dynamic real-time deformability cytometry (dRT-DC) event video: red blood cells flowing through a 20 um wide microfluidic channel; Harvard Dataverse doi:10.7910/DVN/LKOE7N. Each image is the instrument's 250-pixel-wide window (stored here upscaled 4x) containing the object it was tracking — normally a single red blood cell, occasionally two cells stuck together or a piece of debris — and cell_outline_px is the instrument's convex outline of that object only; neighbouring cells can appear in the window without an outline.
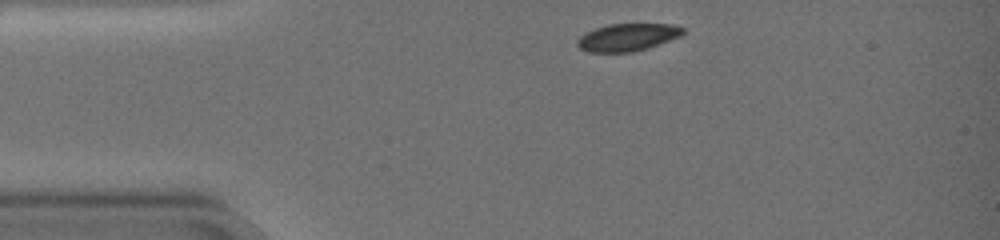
{"species": "common noctule bat (a hibernating species)", "species_latin": "Nyctalus noctula", "temperature_condition": "warm", "stored_images_in_passage": 41, "camera_frame_rate_fps": 3000, "um_per_image_px": 0.085, "animal": {"sex": "female", "body_mass_g": 19.0, "forearm_length_mm": 51.5}, "frame": {"image": 1, "passage_image": 1, "time_ms": 0.0, "image_size_px": [1000, 240], "cell_outline_px": [[684, 32], [680, 36], [644, 48], [628, 52], [588, 52], [580, 48], [576, 44], [576, 40], [580, 36], [596, 28], [608, 24], [672, 24], [684, 28]], "centroid_in_image_um": [53.3, 3.16], "position_along_channel_um": 31.7, "area_um2": 16.53}}
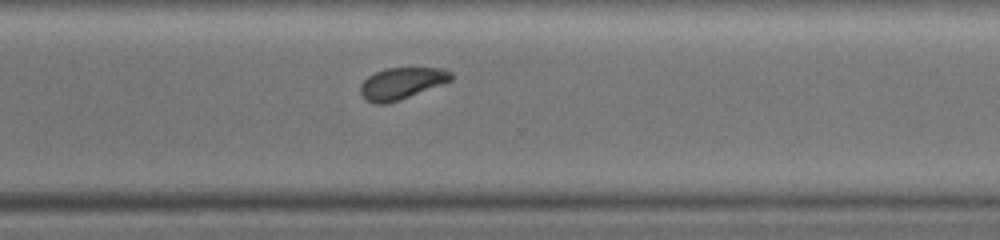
{"frame": {"image": 2, "passage_image": 31, "time_ms": 10.0, "image_size_px": [1000, 240], "cell_outline_px": [[452, 80], [400, 100], [384, 104], [376, 104], [368, 100], [360, 92], [360, 84], [368, 76], [384, 68], [444, 68], [452, 72]], "centroid_in_image_um": [34.14, 7.07], "position_along_channel_um": 336.5, "area_um2": 16.59}}
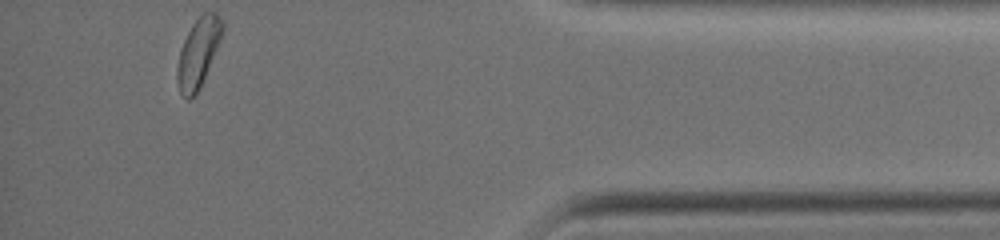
{"frame": {"image": 3, "passage_image": 41, "time_ms": 13.333, "image_size_px": [1000, 240], "cell_outline_px": [[224, 28], [220, 40], [200, 88], [196, 96], [188, 100], [180, 92], [176, 80], [176, 68], [180, 52], [184, 40], [192, 24], [204, 12], [216, 12], [224, 20]], "centroid_in_image_um": [16.85, 4.49], "position_along_channel_um": 418.3, "area_um2": 18.15}, "authors_computed_cell_mechanics": {"area_um2": 17.918, "velocity_mm_per_s": 3.4849, "shape_relaxation_time_tau1_ms": 2.2807, "shape_relaxation_time_tau2_ms": null, "deformation_change_tau1": 0.0891, "deformation_change_tau2": null}}